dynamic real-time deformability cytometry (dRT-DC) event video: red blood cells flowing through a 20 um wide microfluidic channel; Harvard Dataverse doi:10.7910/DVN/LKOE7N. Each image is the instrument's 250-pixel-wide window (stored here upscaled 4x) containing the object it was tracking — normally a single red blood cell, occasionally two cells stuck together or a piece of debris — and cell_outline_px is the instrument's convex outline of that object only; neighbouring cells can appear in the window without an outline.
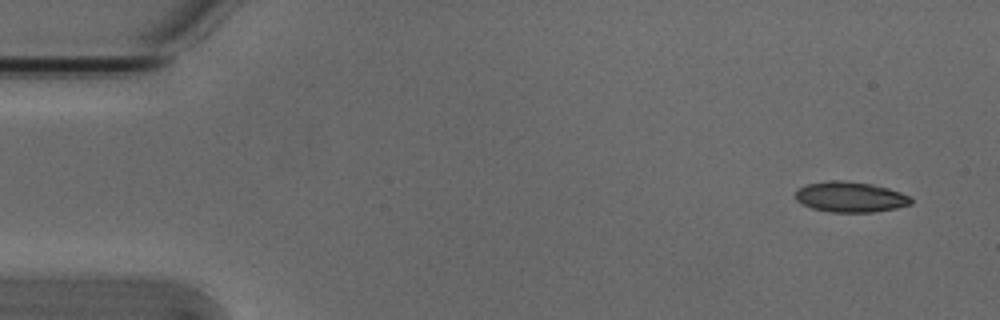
{"species": "Egyptian fruit bat (a non-hibernating species)", "species_latin": "Rousettus aegyptiacus", "temperature_condition": "cold", "stored_images_in_passage": 6, "camera_frame_rate_fps": 3000, "um_per_image_px": 0.085, "animal": {"sex": "male"}, "frame": {"image": 1, "passage_image": 1, "time_ms": 0.0, "image_size_px": [1000, 320], "cell_outline_px": [[912, 204], [896, 208], [872, 212], [828, 212], [812, 208], [796, 200], [796, 188], [808, 184], [832, 180], [844, 180], [872, 184], [888, 188], [912, 196]], "centroid_in_image_um": [72.3, 16.74], "position_along_channel_um": 12.7, "area_um2": 20.58}}
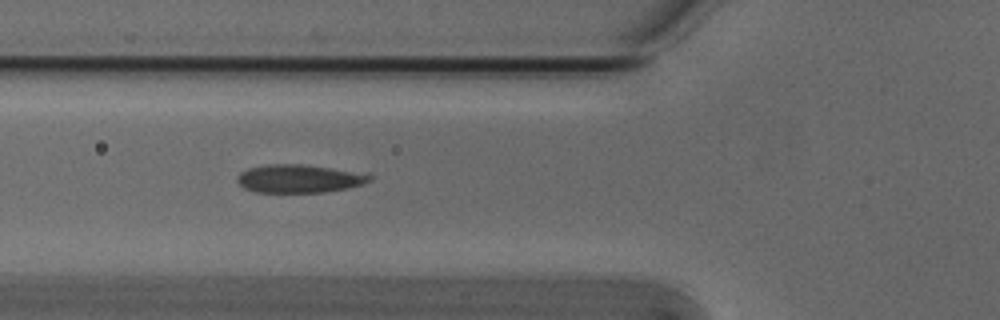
{"frame": {"image": 2, "passage_image": 5, "time_ms": 1.333, "image_size_px": [1000, 320], "cell_outline_px": [[372, 180], [348, 188], [324, 192], [256, 192], [244, 188], [236, 180], [236, 176], [240, 172], [248, 168], [268, 164], [300, 164], [368, 172], [372, 176]], "centroid_in_image_um": [25.46, 15.17], "position_along_channel_um": 100.3, "area_um2": 21.96}}
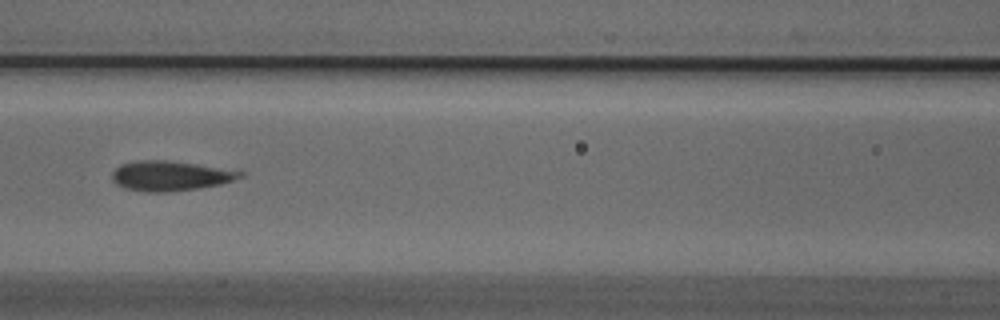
{"frame": {"image": 3, "passage_image": 6, "time_ms": 1.667, "image_size_px": [1000, 320], "cell_outline_px": [[244, 176], [220, 184], [200, 188], [168, 192], [148, 192], [124, 188], [116, 184], [112, 180], [112, 172], [120, 164], [136, 160], [168, 160], [240, 168], [244, 172]], "centroid_in_image_um": [14.57, 14.92], "position_along_channel_um": 152.0, "area_um2": 23.06}}